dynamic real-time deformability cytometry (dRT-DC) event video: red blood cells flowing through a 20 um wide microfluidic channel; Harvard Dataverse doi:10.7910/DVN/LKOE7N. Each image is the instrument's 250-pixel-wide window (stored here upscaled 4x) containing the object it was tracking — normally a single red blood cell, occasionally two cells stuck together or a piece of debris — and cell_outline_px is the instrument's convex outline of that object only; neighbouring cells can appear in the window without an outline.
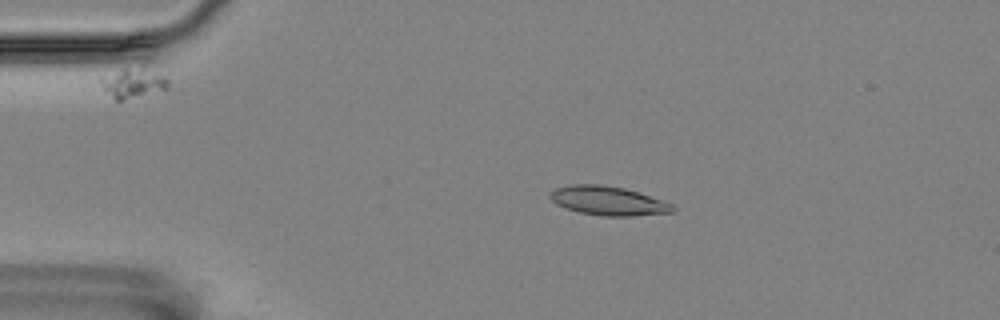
{"species": "Egyptian fruit bat (a non-hibernating species)", "species_latin": "Rousettus aegyptiacus", "temperature_condition": "room temperature", "stored_images_in_passage": 58, "camera_frame_rate_fps": 3000, "um_per_image_px": 0.085, "animal": {"sex": "female"}, "frame": {"image": 1, "passage_image": 12, "time_ms": 3.667, "image_size_px": [1000, 320], "cell_outline_px": [[676, 208], [672, 212], [632, 216], [604, 216], [580, 212], [556, 204], [548, 196], [548, 192], [556, 188], [572, 184], [600, 184], [624, 188], [672, 204]], "centroid_in_image_um": [51.65, 17.06], "position_along_channel_um": 33.4, "area_um2": 20.46}}
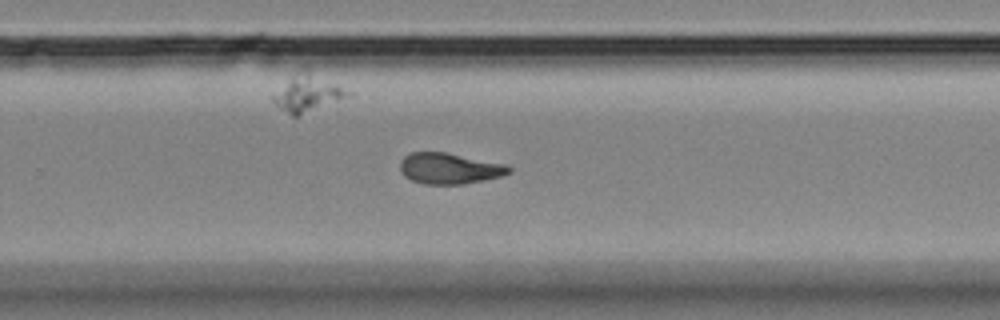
{"frame": {"image": 2, "passage_image": 38, "time_ms": 12.333, "image_size_px": [1000, 320], "cell_outline_px": [[512, 172], [500, 176], [464, 184], [424, 184], [412, 180], [404, 176], [400, 168], [400, 160], [404, 156], [412, 152], [444, 152], [504, 164], [512, 168]], "centroid_in_image_um": [38.17, 14.32], "position_along_channel_um": 291.6, "area_um2": 19.42}}
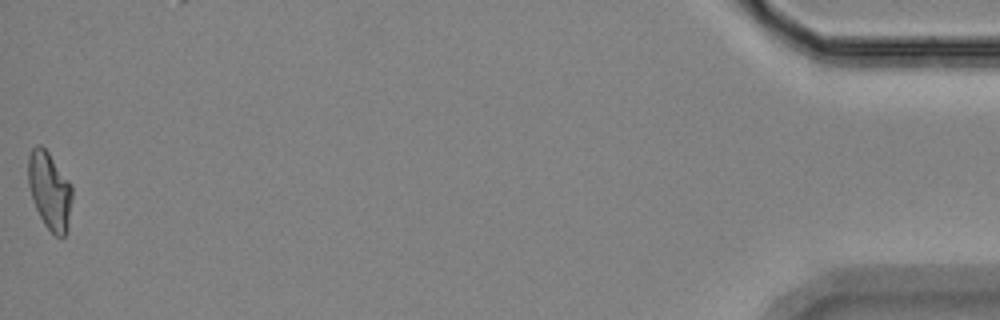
{"frame": {"image": 3, "passage_image": 58, "time_ms": 19.0, "image_size_px": [1000, 320], "cell_outline_px": [[72, 196], [68, 228], [64, 236], [56, 236], [44, 224], [36, 208], [28, 184], [28, 156], [32, 148], [36, 144], [40, 144], [48, 152], [72, 184]], "centroid_in_image_um": [4.22, 16.18], "position_along_channel_um": 431.0, "area_um2": 19.77}, "authors_computed_cell_mechanics": {"area_um2": 19.7676, "velocity_mm_per_s": 3.4677, "shape_relaxation_time_tau1_ms": null, "shape_relaxation_time_tau2_ms": 2.5515, "deformation_change_tau1": null, "deformation_change_tau2": 0.0994}}